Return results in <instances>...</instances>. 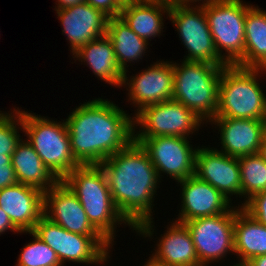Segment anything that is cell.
Returning <instances> with one entry per match:
<instances>
[{
  "instance_id": "6da1fadb",
  "label": "cell",
  "mask_w": 266,
  "mask_h": 266,
  "mask_svg": "<svg viewBox=\"0 0 266 266\" xmlns=\"http://www.w3.org/2000/svg\"><path fill=\"white\" fill-rule=\"evenodd\" d=\"M99 165L119 213L138 236L152 240L156 232L153 203L161 179L145 149L132 140Z\"/></svg>"
},
{
  "instance_id": "7a4b0ae2",
  "label": "cell",
  "mask_w": 266,
  "mask_h": 266,
  "mask_svg": "<svg viewBox=\"0 0 266 266\" xmlns=\"http://www.w3.org/2000/svg\"><path fill=\"white\" fill-rule=\"evenodd\" d=\"M120 108L99 97L66 117L72 154L81 165H99L133 140V116Z\"/></svg>"
},
{
  "instance_id": "3957f363",
  "label": "cell",
  "mask_w": 266,
  "mask_h": 266,
  "mask_svg": "<svg viewBox=\"0 0 266 266\" xmlns=\"http://www.w3.org/2000/svg\"><path fill=\"white\" fill-rule=\"evenodd\" d=\"M79 199L92 226L113 246L117 225L134 228L114 205L100 165H80L62 180Z\"/></svg>"
},
{
  "instance_id": "277c9868",
  "label": "cell",
  "mask_w": 266,
  "mask_h": 266,
  "mask_svg": "<svg viewBox=\"0 0 266 266\" xmlns=\"http://www.w3.org/2000/svg\"><path fill=\"white\" fill-rule=\"evenodd\" d=\"M174 62L172 99L189 108L205 124H209L218 110L220 76L228 64L184 60L180 61L181 64Z\"/></svg>"
},
{
  "instance_id": "5b68a950",
  "label": "cell",
  "mask_w": 266,
  "mask_h": 266,
  "mask_svg": "<svg viewBox=\"0 0 266 266\" xmlns=\"http://www.w3.org/2000/svg\"><path fill=\"white\" fill-rule=\"evenodd\" d=\"M261 74L266 76V69L226 66L220 76L215 117L264 120L266 94L259 83Z\"/></svg>"
},
{
  "instance_id": "8992f818",
  "label": "cell",
  "mask_w": 266,
  "mask_h": 266,
  "mask_svg": "<svg viewBox=\"0 0 266 266\" xmlns=\"http://www.w3.org/2000/svg\"><path fill=\"white\" fill-rule=\"evenodd\" d=\"M21 109L24 137L32 145L50 172L62 181L81 164L72 154L70 137L65 119L52 120L48 116ZM29 112V113H28Z\"/></svg>"
},
{
  "instance_id": "52a82bcc",
  "label": "cell",
  "mask_w": 266,
  "mask_h": 266,
  "mask_svg": "<svg viewBox=\"0 0 266 266\" xmlns=\"http://www.w3.org/2000/svg\"><path fill=\"white\" fill-rule=\"evenodd\" d=\"M32 232L56 252L62 266L66 262L103 265L111 258L110 252L113 246L103 236H86L69 232L44 215Z\"/></svg>"
},
{
  "instance_id": "ba28073f",
  "label": "cell",
  "mask_w": 266,
  "mask_h": 266,
  "mask_svg": "<svg viewBox=\"0 0 266 266\" xmlns=\"http://www.w3.org/2000/svg\"><path fill=\"white\" fill-rule=\"evenodd\" d=\"M250 6L242 0H219L203 7L216 51L228 65H236L244 57L245 20Z\"/></svg>"
},
{
  "instance_id": "9c48e42d",
  "label": "cell",
  "mask_w": 266,
  "mask_h": 266,
  "mask_svg": "<svg viewBox=\"0 0 266 266\" xmlns=\"http://www.w3.org/2000/svg\"><path fill=\"white\" fill-rule=\"evenodd\" d=\"M204 124L189 108L172 99L143 107L133 116V139L155 136L190 138Z\"/></svg>"
},
{
  "instance_id": "30bf717a",
  "label": "cell",
  "mask_w": 266,
  "mask_h": 266,
  "mask_svg": "<svg viewBox=\"0 0 266 266\" xmlns=\"http://www.w3.org/2000/svg\"><path fill=\"white\" fill-rule=\"evenodd\" d=\"M235 206L228 212L192 219L184 224L189 230L202 266L224 262L234 252Z\"/></svg>"
},
{
  "instance_id": "8fae6325",
  "label": "cell",
  "mask_w": 266,
  "mask_h": 266,
  "mask_svg": "<svg viewBox=\"0 0 266 266\" xmlns=\"http://www.w3.org/2000/svg\"><path fill=\"white\" fill-rule=\"evenodd\" d=\"M168 20L187 50L184 61L227 64L216 51L203 7L171 5Z\"/></svg>"
},
{
  "instance_id": "7c38bea8",
  "label": "cell",
  "mask_w": 266,
  "mask_h": 266,
  "mask_svg": "<svg viewBox=\"0 0 266 266\" xmlns=\"http://www.w3.org/2000/svg\"><path fill=\"white\" fill-rule=\"evenodd\" d=\"M133 140L145 149L161 180L164 174L175 182L194 175L197 148L193 147L190 138L155 136Z\"/></svg>"
},
{
  "instance_id": "4fadbf2b",
  "label": "cell",
  "mask_w": 266,
  "mask_h": 266,
  "mask_svg": "<svg viewBox=\"0 0 266 266\" xmlns=\"http://www.w3.org/2000/svg\"><path fill=\"white\" fill-rule=\"evenodd\" d=\"M143 69L136 75L130 76V79L125 73L121 85L126 91L128 90V102H131L132 107L134 104L136 108L133 116L143 107L172 100L173 96V61L157 60Z\"/></svg>"
},
{
  "instance_id": "5bb4252c",
  "label": "cell",
  "mask_w": 266,
  "mask_h": 266,
  "mask_svg": "<svg viewBox=\"0 0 266 266\" xmlns=\"http://www.w3.org/2000/svg\"><path fill=\"white\" fill-rule=\"evenodd\" d=\"M194 175L219 190L231 202V197L241 198V178L238 157L219 151V148L197 147Z\"/></svg>"
},
{
  "instance_id": "9a60e30c",
  "label": "cell",
  "mask_w": 266,
  "mask_h": 266,
  "mask_svg": "<svg viewBox=\"0 0 266 266\" xmlns=\"http://www.w3.org/2000/svg\"><path fill=\"white\" fill-rule=\"evenodd\" d=\"M44 216L69 232L102 236L89 222L79 199L63 181L44 192Z\"/></svg>"
},
{
  "instance_id": "2e32d148",
  "label": "cell",
  "mask_w": 266,
  "mask_h": 266,
  "mask_svg": "<svg viewBox=\"0 0 266 266\" xmlns=\"http://www.w3.org/2000/svg\"><path fill=\"white\" fill-rule=\"evenodd\" d=\"M181 191V210L174 221L185 223L199 217L214 216L228 212L232 202L208 182L195 175L177 182ZM232 205V206H231Z\"/></svg>"
},
{
  "instance_id": "e0dca14e",
  "label": "cell",
  "mask_w": 266,
  "mask_h": 266,
  "mask_svg": "<svg viewBox=\"0 0 266 266\" xmlns=\"http://www.w3.org/2000/svg\"><path fill=\"white\" fill-rule=\"evenodd\" d=\"M63 28L62 34L70 43V52L74 54L81 46L106 35L109 17L86 2L75 6L55 10Z\"/></svg>"
},
{
  "instance_id": "ac0fdd59",
  "label": "cell",
  "mask_w": 266,
  "mask_h": 266,
  "mask_svg": "<svg viewBox=\"0 0 266 266\" xmlns=\"http://www.w3.org/2000/svg\"><path fill=\"white\" fill-rule=\"evenodd\" d=\"M209 124L218 128L219 151L224 154L240 157L259 152L265 134L264 120L215 117Z\"/></svg>"
},
{
  "instance_id": "d6986e66",
  "label": "cell",
  "mask_w": 266,
  "mask_h": 266,
  "mask_svg": "<svg viewBox=\"0 0 266 266\" xmlns=\"http://www.w3.org/2000/svg\"><path fill=\"white\" fill-rule=\"evenodd\" d=\"M0 208L20 231H32L44 215V192L17 183L0 190Z\"/></svg>"
},
{
  "instance_id": "ffe728a7",
  "label": "cell",
  "mask_w": 266,
  "mask_h": 266,
  "mask_svg": "<svg viewBox=\"0 0 266 266\" xmlns=\"http://www.w3.org/2000/svg\"><path fill=\"white\" fill-rule=\"evenodd\" d=\"M165 228L150 257L165 266H202L186 225L172 220Z\"/></svg>"
},
{
  "instance_id": "44dd1931",
  "label": "cell",
  "mask_w": 266,
  "mask_h": 266,
  "mask_svg": "<svg viewBox=\"0 0 266 266\" xmlns=\"http://www.w3.org/2000/svg\"><path fill=\"white\" fill-rule=\"evenodd\" d=\"M71 56L74 60L76 58L74 62L78 60L81 65L86 64L98 80L105 81L112 87H121L125 73L117 63L112 42L107 34L81 46Z\"/></svg>"
},
{
  "instance_id": "7402d4cb",
  "label": "cell",
  "mask_w": 266,
  "mask_h": 266,
  "mask_svg": "<svg viewBox=\"0 0 266 266\" xmlns=\"http://www.w3.org/2000/svg\"><path fill=\"white\" fill-rule=\"evenodd\" d=\"M234 252L238 263L245 265L254 257L266 255V226L242 207H235Z\"/></svg>"
},
{
  "instance_id": "603a6c76",
  "label": "cell",
  "mask_w": 266,
  "mask_h": 266,
  "mask_svg": "<svg viewBox=\"0 0 266 266\" xmlns=\"http://www.w3.org/2000/svg\"><path fill=\"white\" fill-rule=\"evenodd\" d=\"M170 3H133L126 2L119 17L139 37L147 41L162 36L164 15L169 18Z\"/></svg>"
},
{
  "instance_id": "cb8c5ba5",
  "label": "cell",
  "mask_w": 266,
  "mask_h": 266,
  "mask_svg": "<svg viewBox=\"0 0 266 266\" xmlns=\"http://www.w3.org/2000/svg\"><path fill=\"white\" fill-rule=\"evenodd\" d=\"M11 164L18 183L35 187L43 192L59 181L25 138L18 143L11 155Z\"/></svg>"
},
{
  "instance_id": "d4e9b609",
  "label": "cell",
  "mask_w": 266,
  "mask_h": 266,
  "mask_svg": "<svg viewBox=\"0 0 266 266\" xmlns=\"http://www.w3.org/2000/svg\"><path fill=\"white\" fill-rule=\"evenodd\" d=\"M236 66L266 69V10L257 5L247 9L244 57Z\"/></svg>"
},
{
  "instance_id": "484cf974",
  "label": "cell",
  "mask_w": 266,
  "mask_h": 266,
  "mask_svg": "<svg viewBox=\"0 0 266 266\" xmlns=\"http://www.w3.org/2000/svg\"><path fill=\"white\" fill-rule=\"evenodd\" d=\"M106 34L112 42L117 63L124 73L128 72L131 63H137L147 55L145 53L148 52L150 43L134 33L119 16L108 19Z\"/></svg>"
},
{
  "instance_id": "4316f807",
  "label": "cell",
  "mask_w": 266,
  "mask_h": 266,
  "mask_svg": "<svg viewBox=\"0 0 266 266\" xmlns=\"http://www.w3.org/2000/svg\"><path fill=\"white\" fill-rule=\"evenodd\" d=\"M241 178V199L239 205L242 207L245 202L256 193L266 190V161L257 153L238 157ZM243 202V203H242Z\"/></svg>"
},
{
  "instance_id": "83f0119b",
  "label": "cell",
  "mask_w": 266,
  "mask_h": 266,
  "mask_svg": "<svg viewBox=\"0 0 266 266\" xmlns=\"http://www.w3.org/2000/svg\"><path fill=\"white\" fill-rule=\"evenodd\" d=\"M21 233H29L33 239L21 249L16 266H62L56 252L34 232L23 231Z\"/></svg>"
},
{
  "instance_id": "f1b7e54d",
  "label": "cell",
  "mask_w": 266,
  "mask_h": 266,
  "mask_svg": "<svg viewBox=\"0 0 266 266\" xmlns=\"http://www.w3.org/2000/svg\"><path fill=\"white\" fill-rule=\"evenodd\" d=\"M19 130L24 132L21 109L15 107L8 112L0 110V151H5V155L11 156L22 140Z\"/></svg>"
},
{
  "instance_id": "f546056e",
  "label": "cell",
  "mask_w": 266,
  "mask_h": 266,
  "mask_svg": "<svg viewBox=\"0 0 266 266\" xmlns=\"http://www.w3.org/2000/svg\"><path fill=\"white\" fill-rule=\"evenodd\" d=\"M242 208L258 222L266 226V190L248 199Z\"/></svg>"
},
{
  "instance_id": "4dcf8cb0",
  "label": "cell",
  "mask_w": 266,
  "mask_h": 266,
  "mask_svg": "<svg viewBox=\"0 0 266 266\" xmlns=\"http://www.w3.org/2000/svg\"><path fill=\"white\" fill-rule=\"evenodd\" d=\"M86 3L111 18L120 15L126 0H86Z\"/></svg>"
},
{
  "instance_id": "1f68e13d",
  "label": "cell",
  "mask_w": 266,
  "mask_h": 266,
  "mask_svg": "<svg viewBox=\"0 0 266 266\" xmlns=\"http://www.w3.org/2000/svg\"><path fill=\"white\" fill-rule=\"evenodd\" d=\"M17 183L14 168L12 166H0V190Z\"/></svg>"
},
{
  "instance_id": "d6a6232c",
  "label": "cell",
  "mask_w": 266,
  "mask_h": 266,
  "mask_svg": "<svg viewBox=\"0 0 266 266\" xmlns=\"http://www.w3.org/2000/svg\"><path fill=\"white\" fill-rule=\"evenodd\" d=\"M217 1L219 0H168L170 5L183 6V7H192V5L193 7H204L206 5H209Z\"/></svg>"
},
{
  "instance_id": "836d02e7",
  "label": "cell",
  "mask_w": 266,
  "mask_h": 266,
  "mask_svg": "<svg viewBox=\"0 0 266 266\" xmlns=\"http://www.w3.org/2000/svg\"><path fill=\"white\" fill-rule=\"evenodd\" d=\"M11 231L15 234L21 233L10 221L8 215L0 208V235L4 234L5 231Z\"/></svg>"
},
{
  "instance_id": "e575fe53",
  "label": "cell",
  "mask_w": 266,
  "mask_h": 266,
  "mask_svg": "<svg viewBox=\"0 0 266 266\" xmlns=\"http://www.w3.org/2000/svg\"><path fill=\"white\" fill-rule=\"evenodd\" d=\"M86 0H56L54 10H60L75 6L77 4H83Z\"/></svg>"
},
{
  "instance_id": "d590c367",
  "label": "cell",
  "mask_w": 266,
  "mask_h": 266,
  "mask_svg": "<svg viewBox=\"0 0 266 266\" xmlns=\"http://www.w3.org/2000/svg\"><path fill=\"white\" fill-rule=\"evenodd\" d=\"M245 266H266V255L254 257L248 261Z\"/></svg>"
},
{
  "instance_id": "8d00e7d4",
  "label": "cell",
  "mask_w": 266,
  "mask_h": 266,
  "mask_svg": "<svg viewBox=\"0 0 266 266\" xmlns=\"http://www.w3.org/2000/svg\"><path fill=\"white\" fill-rule=\"evenodd\" d=\"M0 166H12L11 156L5 155V151H0Z\"/></svg>"
},
{
  "instance_id": "74e56055",
  "label": "cell",
  "mask_w": 266,
  "mask_h": 266,
  "mask_svg": "<svg viewBox=\"0 0 266 266\" xmlns=\"http://www.w3.org/2000/svg\"><path fill=\"white\" fill-rule=\"evenodd\" d=\"M258 154L266 161V135L264 134Z\"/></svg>"
},
{
  "instance_id": "f35d334b",
  "label": "cell",
  "mask_w": 266,
  "mask_h": 266,
  "mask_svg": "<svg viewBox=\"0 0 266 266\" xmlns=\"http://www.w3.org/2000/svg\"><path fill=\"white\" fill-rule=\"evenodd\" d=\"M126 2H133V3H162V2H168V0H126Z\"/></svg>"
},
{
  "instance_id": "ab89813d",
  "label": "cell",
  "mask_w": 266,
  "mask_h": 266,
  "mask_svg": "<svg viewBox=\"0 0 266 266\" xmlns=\"http://www.w3.org/2000/svg\"><path fill=\"white\" fill-rule=\"evenodd\" d=\"M143 266H165L157 261H154L150 256Z\"/></svg>"
},
{
  "instance_id": "60d3db41",
  "label": "cell",
  "mask_w": 266,
  "mask_h": 266,
  "mask_svg": "<svg viewBox=\"0 0 266 266\" xmlns=\"http://www.w3.org/2000/svg\"><path fill=\"white\" fill-rule=\"evenodd\" d=\"M264 132H265V135H266V116L264 118Z\"/></svg>"
},
{
  "instance_id": "b9f144b4",
  "label": "cell",
  "mask_w": 266,
  "mask_h": 266,
  "mask_svg": "<svg viewBox=\"0 0 266 266\" xmlns=\"http://www.w3.org/2000/svg\"><path fill=\"white\" fill-rule=\"evenodd\" d=\"M230 266H245V265H241V264H233V265H230Z\"/></svg>"
}]
</instances>
